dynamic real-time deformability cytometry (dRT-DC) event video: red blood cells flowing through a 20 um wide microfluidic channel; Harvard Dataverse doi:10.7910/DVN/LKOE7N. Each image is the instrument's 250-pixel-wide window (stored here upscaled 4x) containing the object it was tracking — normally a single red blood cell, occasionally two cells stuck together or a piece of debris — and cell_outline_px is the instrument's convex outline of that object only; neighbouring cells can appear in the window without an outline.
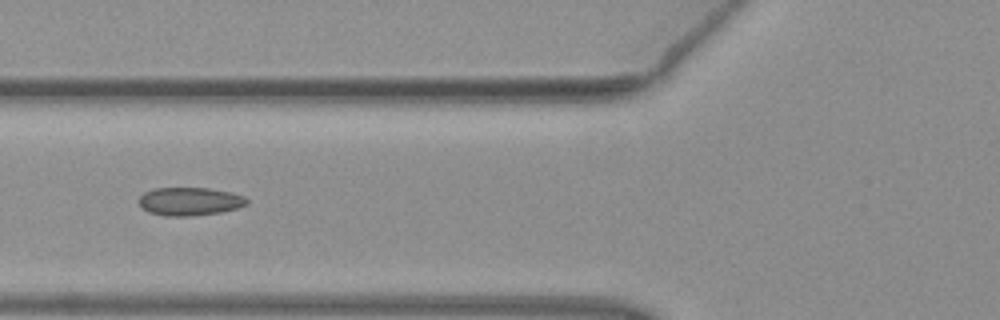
{"species": "common noctule bat (a hibernating species)", "species_latin": "Nyctalus noctula", "temperature_condition": "warm", "stored_images_in_passage": 6, "camera_frame_rate_fps": 3000, "um_per_image_px": 0.085, "animal": {"sex": "female", "body_mass_g": 19.3, "forearm_length_mm": 54.1}, "frame": {"image": 1, "passage_image": 6, "time_ms": 1.667, "image_size_px": [1000, 320], "cell_outline_px": [[248, 204], [236, 208], [220, 212], [192, 216], [164, 216], [148, 212], [140, 204], [140, 196], [144, 192], [152, 188], [208, 188], [232, 192], [244, 196], [248, 200]], "centroid_in_image_um": [16.13, 17.11], "position_along_channel_um": 109.7, "area_um2": 17.74}}